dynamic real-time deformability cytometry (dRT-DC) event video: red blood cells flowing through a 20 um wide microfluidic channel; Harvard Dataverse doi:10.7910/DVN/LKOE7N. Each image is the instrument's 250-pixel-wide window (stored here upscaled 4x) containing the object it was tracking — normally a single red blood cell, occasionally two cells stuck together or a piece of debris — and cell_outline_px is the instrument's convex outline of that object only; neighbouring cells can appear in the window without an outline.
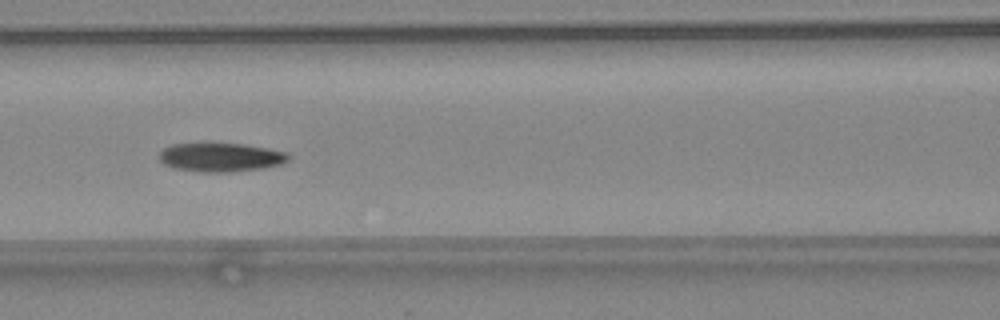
{"species": "common noctule bat (a hibernating species)", "species_latin": "Nyctalus noctula", "temperature_condition": "warm", "stored_images_in_passage": 13, "camera_frame_rate_fps": 3000, "um_per_image_px": 0.085, "animal": {"sex": "female", "body_mass_g": 24.6, "forearm_length_mm": 56.2}, "frame": {"image": 1, "passage_image": 8, "time_ms": 2.333, "image_size_px": [1000, 320], "cell_outline_px": [[292, 156], [288, 160], [280, 164], [264, 168], [228, 172], [204, 172], [176, 168], [164, 164], [160, 160], [160, 152], [164, 148], [172, 144], [244, 144], [268, 148], [288, 152]], "centroid_in_image_um": [18.82, 13.37], "position_along_channel_um": 147.8, "area_um2": 21.5}}
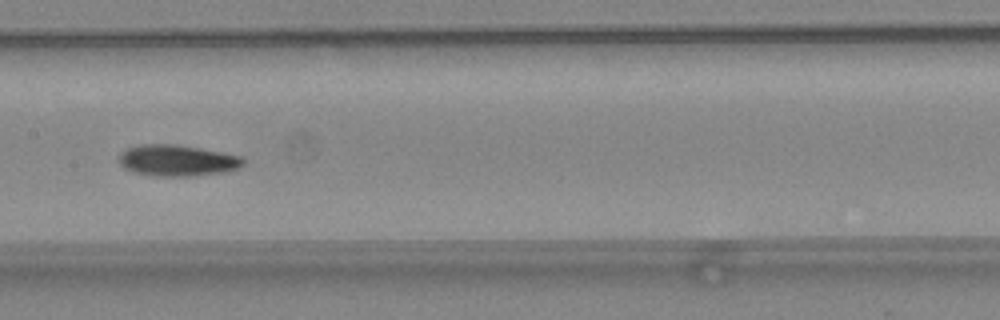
{"frame": {"image": 2, "passage_image": 11, "time_ms": 3.333, "image_size_px": [1000, 320], "cell_outline_px": [[244, 164], [236, 168], [224, 172], [188, 176], [156, 176], [136, 172], [124, 168], [120, 164], [120, 152], [128, 148], [140, 144], [176, 144], [200, 148], [240, 156], [244, 160]], "centroid_in_image_um": [15.04, 13.63], "position_along_channel_um": 192.4, "area_um2": 22.37}}